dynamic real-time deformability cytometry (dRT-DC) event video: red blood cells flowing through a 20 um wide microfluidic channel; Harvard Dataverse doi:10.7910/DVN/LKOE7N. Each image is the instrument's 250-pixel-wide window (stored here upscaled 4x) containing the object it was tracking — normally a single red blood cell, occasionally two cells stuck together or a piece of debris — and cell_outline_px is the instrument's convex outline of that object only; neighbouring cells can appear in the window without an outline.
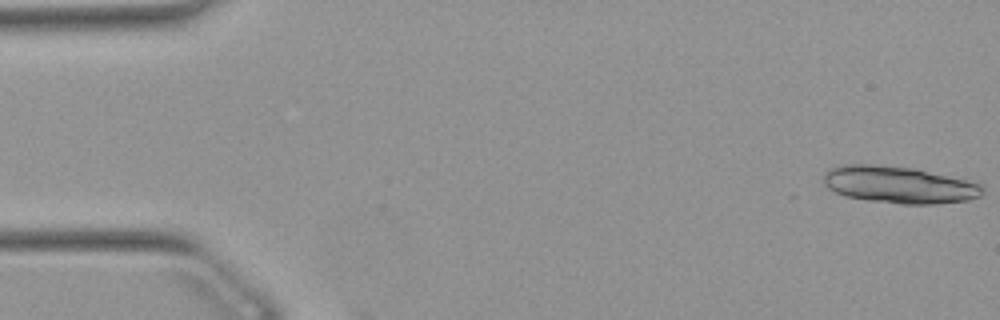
{"species": "Egyptian fruit bat (a non-hibernating species)", "species_latin": "Rousettus aegyptiacus", "temperature_condition": "warm", "stored_images_in_passage": 2, "camera_frame_rate_fps": 3000, "um_per_image_px": 0.085, "animal": {"sex": "female"}, "frame": {"image": 1, "passage_image": 1, "time_ms": 0.0, "image_size_px": [1000, 320], "cell_outline_px": [[984, 192], [980, 196], [968, 200], [936, 204], [900, 204], [868, 200], [844, 196], [828, 188], [824, 184], [824, 172], [828, 168], [840, 164], [872, 164], [912, 168], [964, 180], [980, 184], [984, 188]], "centroid_in_image_um": [76.36, 15.71], "position_along_channel_um": 8.6, "area_um2": 34.16}}